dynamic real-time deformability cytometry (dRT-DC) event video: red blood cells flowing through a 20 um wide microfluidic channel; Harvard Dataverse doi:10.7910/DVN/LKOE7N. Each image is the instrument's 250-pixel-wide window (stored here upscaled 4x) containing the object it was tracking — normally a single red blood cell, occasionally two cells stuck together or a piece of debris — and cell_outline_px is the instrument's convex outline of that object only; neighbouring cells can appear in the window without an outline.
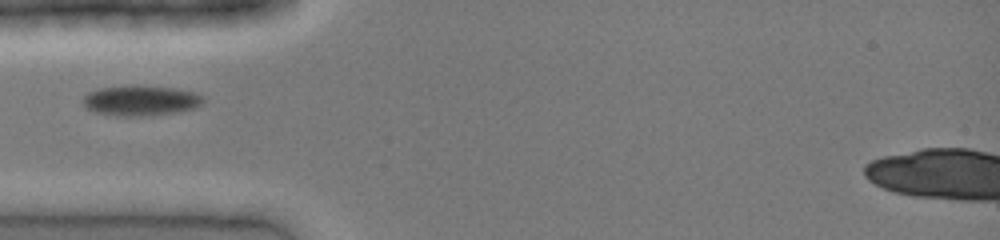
{"species": "common noctule bat (a hibernating species)", "species_latin": "Nyctalus noctula", "temperature_condition": "cold", "stored_images_in_passage": 3, "camera_frame_rate_fps": 3000, "um_per_image_px": 0.085, "animal": {"sex": "female", "body_mass_g": 19.0, "forearm_length_mm": 51.5}, "frame": {"image": 1, "passage_image": 1, "time_ms": 0.0, "image_size_px": [1000, 240], "cell_outline_px": [[204, 100], [196, 108], [176, 112], [152, 116], [116, 116], [92, 112], [84, 104], [84, 96], [88, 92], [100, 88], [128, 84], [136, 84], [172, 88], [192, 92], [204, 96]], "centroid_in_image_um": [11.94, 8.54], "position_along_channel_um": 73.1, "area_um2": 21.56}}